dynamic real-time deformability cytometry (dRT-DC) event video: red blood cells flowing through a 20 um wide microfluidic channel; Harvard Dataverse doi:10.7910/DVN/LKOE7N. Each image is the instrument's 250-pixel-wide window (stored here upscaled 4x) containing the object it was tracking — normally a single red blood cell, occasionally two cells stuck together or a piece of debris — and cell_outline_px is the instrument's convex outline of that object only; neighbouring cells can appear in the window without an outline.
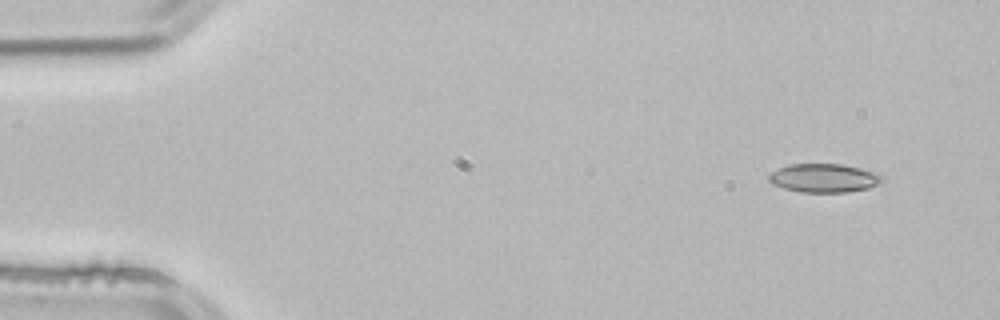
{"species": "common noctule bat (a hibernating species)", "species_latin": "Nyctalus noctula", "temperature_condition": "room temperature", "stored_images_in_passage": 3, "camera_frame_rate_fps": 3000, "um_per_image_px": 0.085, "animal": {"sex": "male", "body_mass_g": 21.5, "forearm_length_mm": 52.0}, "frame": {"image": 1, "passage_image": 1, "time_ms": 0.0, "image_size_px": [1000, 320], "cell_outline_px": [[884, 180], [868, 188], [848, 192], [800, 192], [784, 188], [772, 184], [768, 180], [768, 176], [772, 172], [788, 164], [840, 164], [860, 168], [884, 176]], "centroid_in_image_um": [70.01, 15.14], "position_along_channel_um": 15.0, "area_um2": 18.79}}
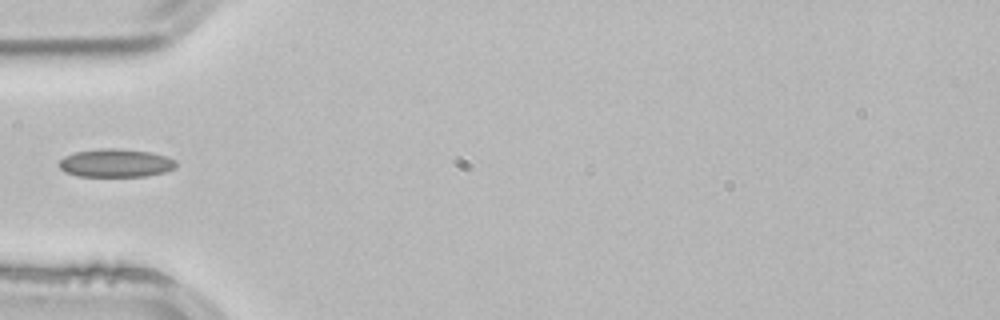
{"frame": {"image": 2, "passage_image": 3, "time_ms": 0.667, "image_size_px": [1000, 320], "cell_outline_px": [[176, 168], [164, 172], [148, 176], [80, 176], [64, 172], [56, 164], [64, 156], [76, 152], [100, 148], [120, 148], [152, 152], [168, 156], [176, 160]], "centroid_in_image_um": [9.85, 13.85], "position_along_channel_um": 75.1, "area_um2": 19.54}}